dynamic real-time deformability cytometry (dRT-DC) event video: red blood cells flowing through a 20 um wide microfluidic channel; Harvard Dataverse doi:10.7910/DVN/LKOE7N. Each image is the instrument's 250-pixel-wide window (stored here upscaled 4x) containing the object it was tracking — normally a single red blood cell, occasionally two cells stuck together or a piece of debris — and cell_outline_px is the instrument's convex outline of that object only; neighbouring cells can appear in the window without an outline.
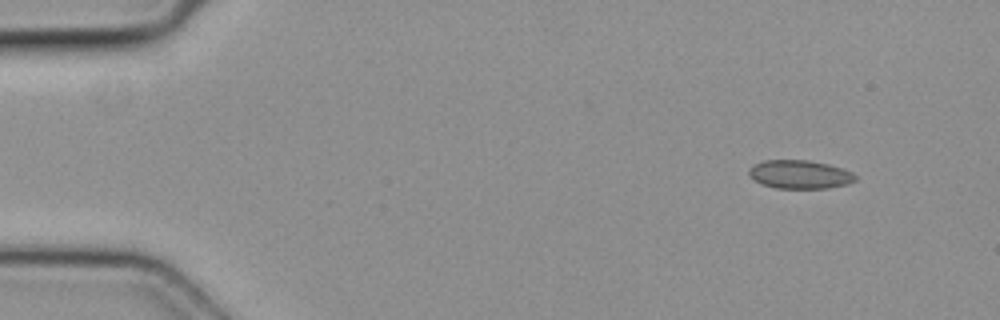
{"species": "common noctule bat (a hibernating species)", "species_latin": "Nyctalus noctula", "temperature_condition": "cold", "stored_images_in_passage": 10, "camera_frame_rate_fps": 3000, "um_per_image_px": 0.085, "animal": {"sex": "female", "body_mass_g": 19.3, "forearm_length_mm": 54.1}, "frame": {"image": 1, "passage_image": 1, "time_ms": 0.0, "image_size_px": [1000, 320], "cell_outline_px": [[856, 180], [848, 184], [828, 188], [776, 188], [760, 184], [748, 172], [748, 168], [764, 160], [808, 160], [828, 164], [844, 168], [852, 172], [856, 176]], "centroid_in_image_um": [68.01, 14.82], "position_along_channel_um": 17.0, "area_um2": 17.69}}